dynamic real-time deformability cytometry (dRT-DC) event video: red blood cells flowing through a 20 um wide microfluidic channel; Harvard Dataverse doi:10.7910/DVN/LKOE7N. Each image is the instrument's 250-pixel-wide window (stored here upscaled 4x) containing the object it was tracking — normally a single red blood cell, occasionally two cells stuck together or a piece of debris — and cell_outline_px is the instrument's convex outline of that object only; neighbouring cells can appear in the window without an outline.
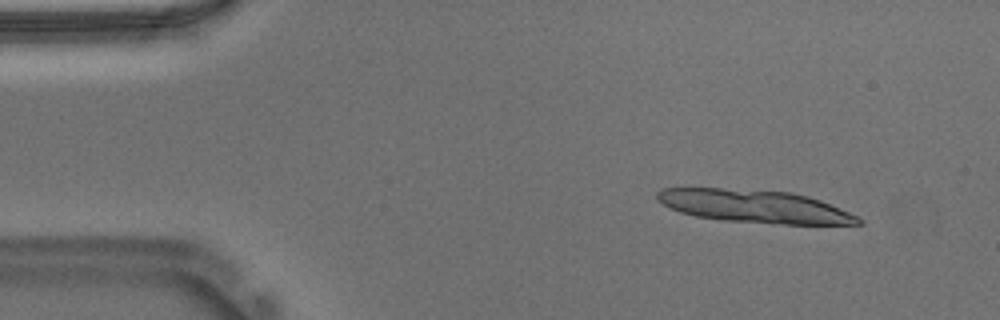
{"species": "Egyptian fruit bat (a non-hibernating species)", "species_latin": "Rousettus aegyptiacus", "temperature_condition": "warm", "stored_images_in_passage": 12, "camera_frame_rate_fps": 3000, "um_per_image_px": 0.085, "animal": {"sex": "male"}, "frame": {"image": 1, "passage_image": 4, "time_ms": 1.0, "image_size_px": [1000, 320], "cell_outline_px": [[864, 224], [772, 224], [720, 220], [696, 216], [680, 212], [668, 208], [656, 200], [656, 192], [664, 188], [720, 188], [792, 192], [808, 196], [820, 200], [860, 216], [864, 220]], "centroid_in_image_um": [64.15, 17.55], "position_along_channel_um": 20.9, "area_um2": 38.84}}